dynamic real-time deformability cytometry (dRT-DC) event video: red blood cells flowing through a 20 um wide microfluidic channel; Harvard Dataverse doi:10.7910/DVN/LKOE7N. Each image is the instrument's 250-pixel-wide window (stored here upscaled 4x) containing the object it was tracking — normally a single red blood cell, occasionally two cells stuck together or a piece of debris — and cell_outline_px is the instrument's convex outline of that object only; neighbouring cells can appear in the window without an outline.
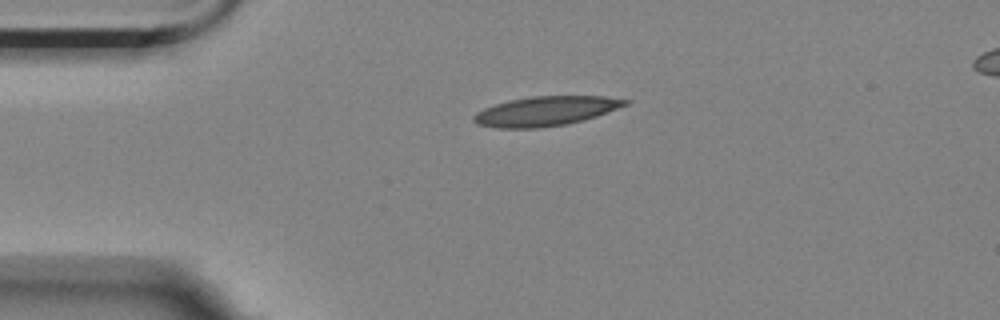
{"species": "Egyptian fruit bat (a non-hibernating species)", "species_latin": "Rousettus aegyptiacus", "temperature_condition": "room temperature", "stored_images_in_passage": 3, "camera_frame_rate_fps": 3000, "um_per_image_px": 0.085, "animal": {"sex": "female"}, "frame": {"image": 1, "passage_image": 1, "time_ms": 0.0, "image_size_px": [1000, 320], "cell_outline_px": [[632, 100], [628, 104], [596, 116], [564, 124], [536, 128], [496, 128], [476, 124], [472, 120], [472, 116], [476, 112], [484, 108], [508, 100], [532, 96], [604, 96]], "centroid_in_image_um": [46.34, 9.44], "position_along_channel_um": 38.7, "area_um2": 25.89}}
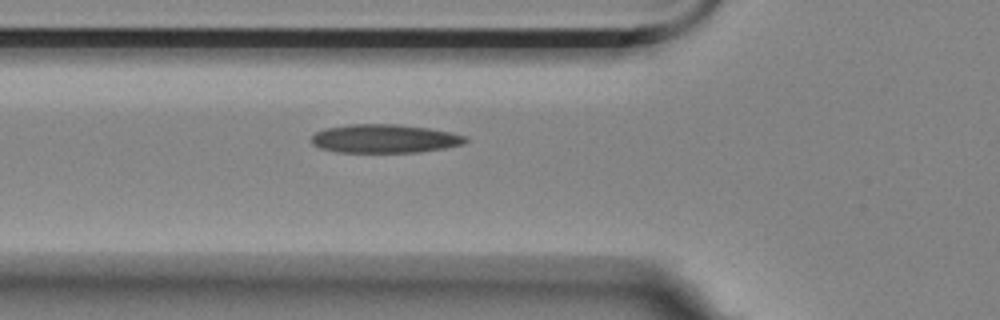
{"frame": {"image": 2, "passage_image": 3, "time_ms": 0.667, "image_size_px": [1000, 320], "cell_outline_px": [[468, 140], [464, 144], [444, 148], [420, 152], [336, 152], [320, 148], [312, 144], [312, 136], [316, 132], [324, 128], [348, 124], [400, 124], [428, 128], [452, 132], [468, 136]], "centroid_in_image_um": [32.71, 11.78], "position_along_channel_um": 93.1, "area_um2": 25.89}}